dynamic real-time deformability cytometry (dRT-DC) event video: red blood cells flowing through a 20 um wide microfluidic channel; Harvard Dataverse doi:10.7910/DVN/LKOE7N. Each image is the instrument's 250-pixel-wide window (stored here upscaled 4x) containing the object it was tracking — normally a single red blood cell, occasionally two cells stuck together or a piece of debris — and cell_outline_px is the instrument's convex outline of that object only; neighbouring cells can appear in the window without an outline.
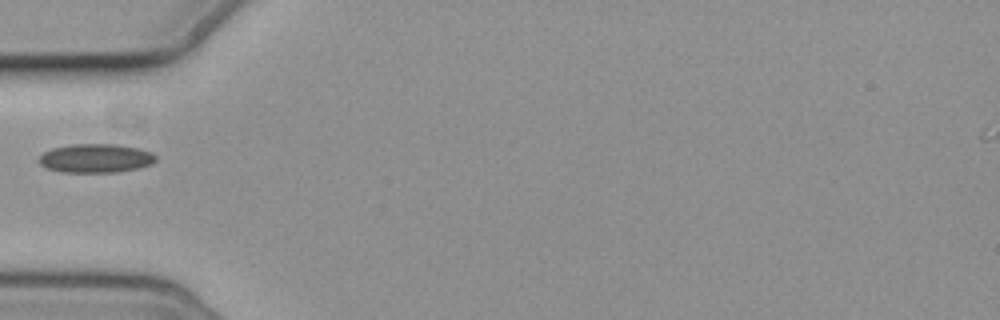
{"species": "common noctule bat (a hibernating species)", "species_latin": "Nyctalus noctula", "temperature_condition": "cold", "stored_images_in_passage": 4, "camera_frame_rate_fps": 3000, "um_per_image_px": 0.085, "animal": {"sex": "female", "body_mass_g": 19.3, "forearm_length_mm": 54.1}, "frame": {"image": 1, "passage_image": 3, "time_ms": 3.333, "image_size_px": [1000, 320], "cell_outline_px": [[156, 160], [152, 164], [140, 168], [116, 172], [60, 172], [44, 168], [36, 160], [44, 152], [52, 148], [72, 144], [116, 144], [140, 148], [152, 152], [156, 156]], "centroid_in_image_um": [8.13, 13.45], "position_along_channel_um": 76.9, "area_um2": 19.94}}
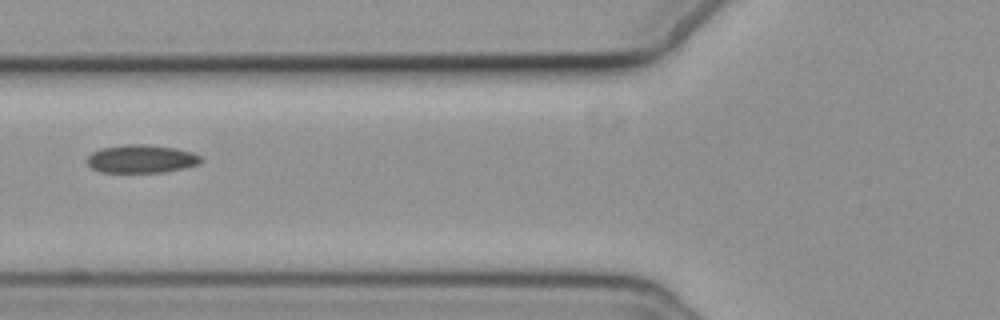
{"frame": {"image": 2, "passage_image": 4, "time_ms": 4.333, "image_size_px": [1000, 320], "cell_outline_px": [[204, 160], [200, 164], [184, 168], [164, 172], [100, 172], [92, 168], [84, 160], [92, 152], [100, 148], [124, 144], [148, 144], [176, 148], [192, 152], [200, 156]], "centroid_in_image_um": [12.01, 13.49], "position_along_channel_um": 113.8, "area_um2": 18.96}}